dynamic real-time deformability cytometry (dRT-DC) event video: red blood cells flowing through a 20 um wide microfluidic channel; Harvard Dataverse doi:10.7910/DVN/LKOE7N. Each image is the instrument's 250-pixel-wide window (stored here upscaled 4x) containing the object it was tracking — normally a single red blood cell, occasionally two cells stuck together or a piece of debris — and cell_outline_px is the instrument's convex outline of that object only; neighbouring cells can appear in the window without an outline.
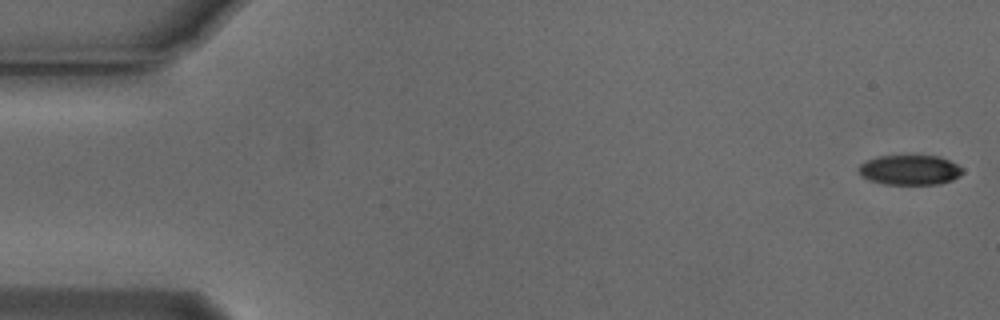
{"species": "Egyptian fruit bat (a non-hibernating species)", "species_latin": "Rousettus aegyptiacus", "temperature_condition": "cold", "stored_images_in_passage": 54, "camera_frame_rate_fps": 3000, "um_per_image_px": 0.085, "animal": {"sex": "male"}, "frame": {"image": 1, "passage_image": 1, "time_ms": 0.0, "image_size_px": [1000, 320], "cell_outline_px": [[964, 172], [952, 180], [940, 184], [884, 184], [868, 180], [860, 176], [856, 168], [864, 160], [880, 156], [940, 156], [964, 168]], "centroid_in_image_um": [77.29, 14.45], "position_along_channel_um": 7.7, "area_um2": 18.32}}
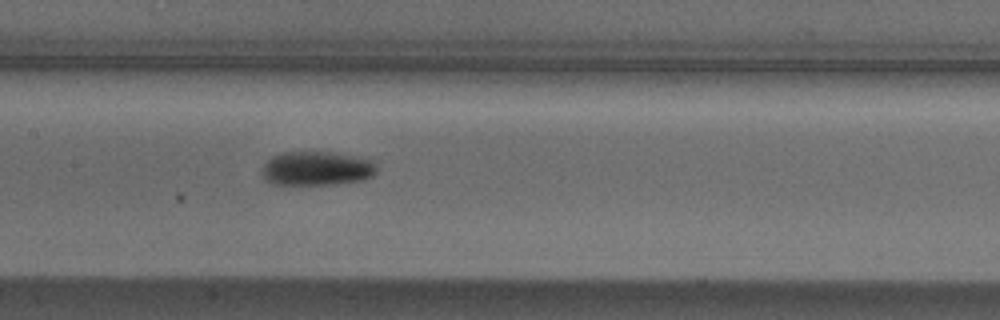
{"frame": {"image": 2, "passage_image": 26, "time_ms": 8.333, "image_size_px": [1000, 320], "cell_outline_px": [[376, 172], [372, 176], [360, 180], [332, 184], [272, 184], [260, 172], [264, 164], [272, 156], [280, 152], [336, 152], [372, 160], [376, 164]], "centroid_in_image_um": [26.91, 14.3], "position_along_channel_um": 180.5, "area_um2": 22.72}}
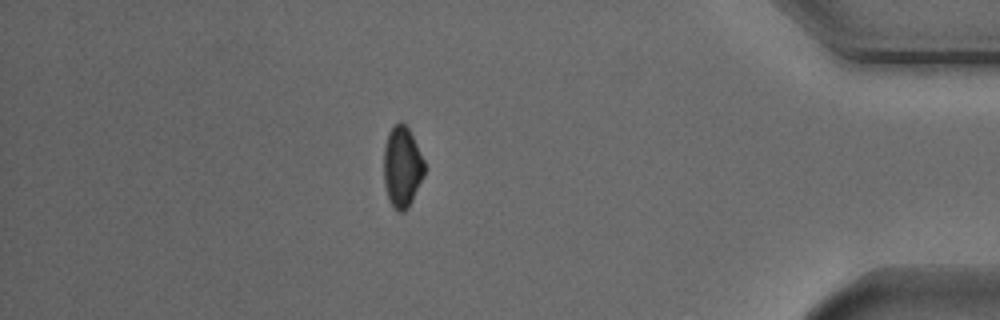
{"frame": {"image": 3, "passage_image": 47, "time_ms": 15.333, "image_size_px": [1000, 320], "cell_outline_px": [[424, 176], [408, 208], [404, 212], [396, 212], [392, 208], [388, 200], [384, 184], [384, 144], [388, 132], [400, 120], [408, 128], [424, 160]], "centroid_in_image_um": [34.16, 14.23], "position_along_channel_um": 401.0, "area_um2": 19.31}, "authors_computed_cell_mechanics": {"area_um2": 20.7213, "velocity_mm_per_s": 3.7667, "shape_relaxation_time_tau1_ms": 2.5106, "shape_relaxation_time_tau2_ms": null, "deformation_change_tau1": 0.1017, "deformation_change_tau2": null}}